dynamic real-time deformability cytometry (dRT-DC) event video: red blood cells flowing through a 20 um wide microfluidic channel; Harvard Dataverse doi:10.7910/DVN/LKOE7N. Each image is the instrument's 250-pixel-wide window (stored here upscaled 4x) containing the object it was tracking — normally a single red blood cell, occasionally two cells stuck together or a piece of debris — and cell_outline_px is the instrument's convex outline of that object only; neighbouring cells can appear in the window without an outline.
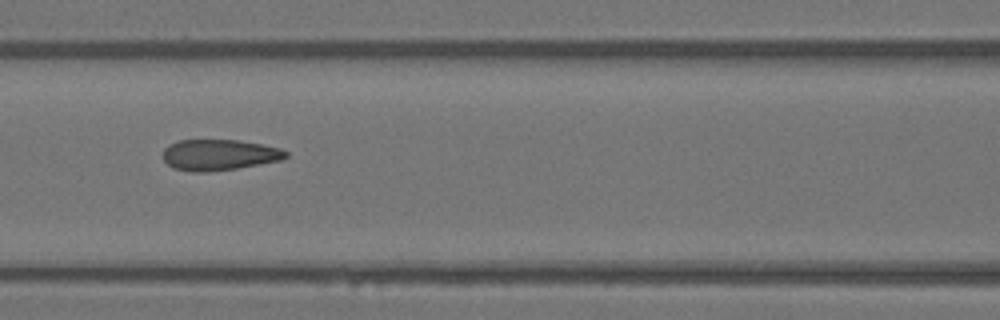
{"species": "Egyptian fruit bat (a non-hibernating species)", "species_latin": "Rousettus aegyptiacus", "temperature_condition": "warm", "stored_images_in_passage": 6, "camera_frame_rate_fps": 3000, "um_per_image_px": 0.085, "animal": {"sex": "female"}, "frame": {"image": 1, "passage_image": 6, "time_ms": 1.667, "image_size_px": [1000, 320], "cell_outline_px": [[288, 156], [280, 160], [236, 168], [204, 172], [192, 172], [172, 168], [164, 160], [164, 148], [180, 140], [240, 140], [264, 144], [280, 148], [288, 152]], "centroid_in_image_um": [18.64, 13.16], "position_along_channel_um": 148.0, "area_um2": 22.02}}